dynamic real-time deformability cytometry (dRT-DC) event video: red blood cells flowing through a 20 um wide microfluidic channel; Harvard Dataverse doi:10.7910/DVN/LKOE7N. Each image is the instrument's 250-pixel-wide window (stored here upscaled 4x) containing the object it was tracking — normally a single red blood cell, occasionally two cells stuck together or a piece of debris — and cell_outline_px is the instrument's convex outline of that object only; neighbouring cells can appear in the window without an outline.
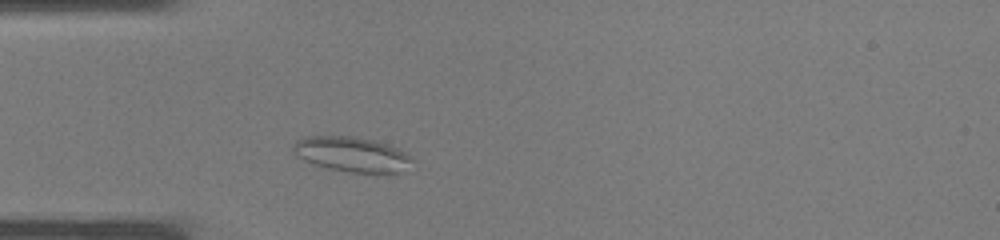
{"species": "common noctule bat (a hibernating species)", "species_latin": "Nyctalus noctula", "temperature_condition": "warm", "stored_images_in_passage": 31, "camera_frame_rate_fps": 3000, "um_per_image_px": 0.085, "animal": {"sex": "male", "body_mass_g": 19.0, "forearm_length_mm": 50.8}, "frame": {"image": 1, "passage_image": 4, "time_ms": 1.0, "image_size_px": [1000, 240], "cell_outline_px": [[412, 160], [400, 172], [348, 172], [328, 168], [304, 160], [296, 156], [292, 152], [292, 144], [296, 140], [304, 136], [348, 136], [368, 140], [384, 144], [396, 148], [404, 152]], "centroid_in_image_um": [29.78, 13.11], "position_along_channel_um": 55.2, "area_um2": 23.58}}
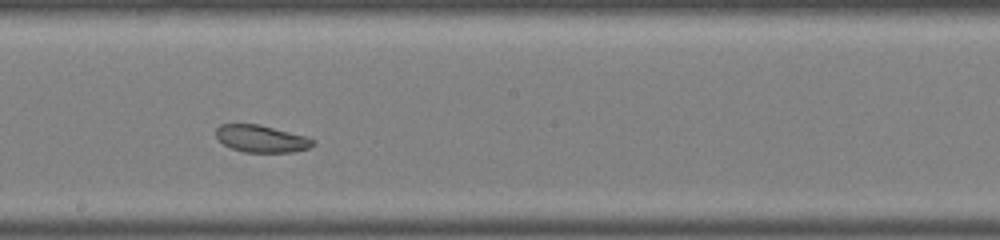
{"frame": {"image": 2, "passage_image": 14, "time_ms": 4.333, "image_size_px": [1000, 240], "cell_outline_px": [[316, 140], [308, 148], [292, 152], [244, 152], [232, 148], [224, 144], [216, 136], [216, 128], [220, 124], [256, 124], [304, 136]], "centroid_in_image_um": [22.18, 11.79], "position_along_channel_um": 226.0, "area_um2": 14.97}}
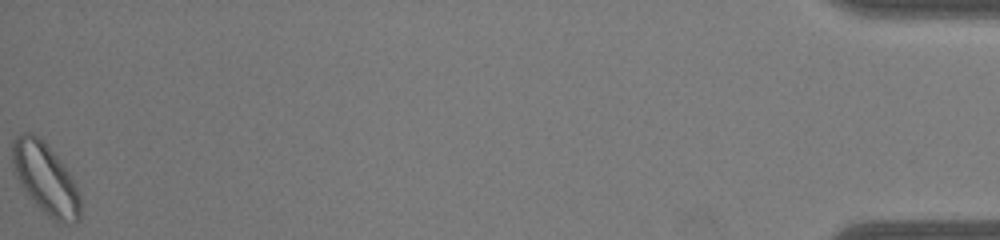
{"frame": {"image": 3, "passage_image": 31, "time_ms": 10.0, "image_size_px": [1000, 240], "cell_outline_px": [[80, 220], [60, 224], [44, 212], [40, 208], [20, 184], [12, 160], [12, 144], [16, 136], [20, 132], [32, 132], [44, 140], [68, 172], [80, 196]], "centroid_in_image_um": [3.86, 15.15], "position_along_channel_um": 431.3, "area_um2": 27.46}}